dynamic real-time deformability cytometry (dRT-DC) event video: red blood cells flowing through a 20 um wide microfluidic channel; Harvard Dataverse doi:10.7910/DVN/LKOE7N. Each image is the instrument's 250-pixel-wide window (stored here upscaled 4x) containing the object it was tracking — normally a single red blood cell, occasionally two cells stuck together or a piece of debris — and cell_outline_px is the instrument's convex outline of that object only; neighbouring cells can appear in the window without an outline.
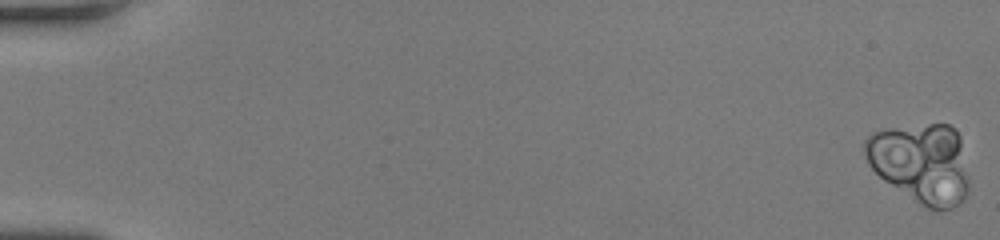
{"species": "human", "species_latin": "Homo sapiens", "temperature_condition": "room temperature", "stored_images_in_passage": 52, "camera_frame_rate_fps": 3000, "um_per_image_px": 0.085, "donor": {"sex": "female"}, "frame": {"image": 1, "passage_image": 1, "time_ms": 0.0, "image_size_px": [1000, 240], "cell_outline_px": [[968, 196], [952, 208], [928, 208], [920, 204], [884, 180], [868, 164], [864, 152], [864, 140], [872, 132], [892, 128], [928, 124], [948, 124], [956, 128], [960, 136], [968, 180]], "centroid_in_image_um": [78.29, 13.84], "position_along_channel_um": 6.7, "area_um2": 48.15}}
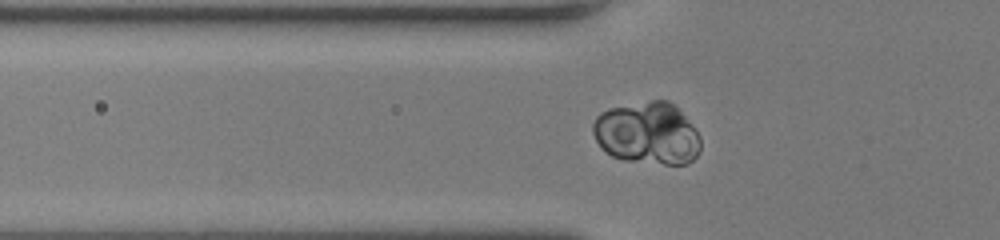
{"frame": {"image": 2, "passage_image": 20, "time_ms": 6.333, "image_size_px": [1000, 240], "cell_outline_px": [[700, 152], [688, 164], [664, 164], [624, 160], [612, 156], [600, 148], [592, 132], [592, 124], [596, 116], [600, 112], [612, 108], [652, 100], [668, 100], [684, 116], [700, 136]], "centroid_in_image_um": [55.0, 11.35], "position_along_channel_um": 70.8, "area_um2": 38.96}}
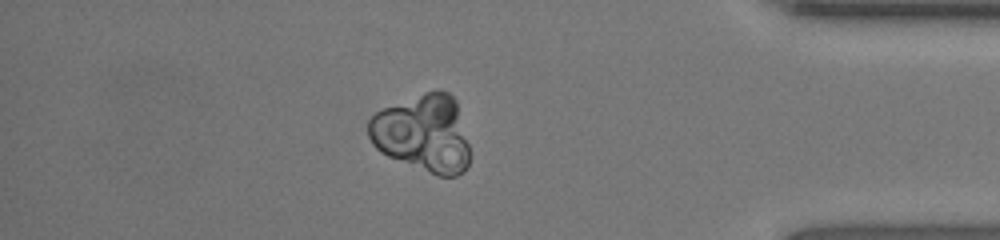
{"frame": {"image": 3, "passage_image": 46, "time_ms": 15.0, "image_size_px": [1000, 240], "cell_outline_px": [[468, 164], [464, 172], [456, 176], [440, 176], [388, 156], [380, 152], [372, 144], [368, 136], [368, 120], [376, 112], [384, 108], [424, 92], [448, 92], [456, 100], [468, 144]], "centroid_in_image_um": [35.94, 11.35], "position_along_channel_um": 399.3, "area_um2": 45.08}, "authors_computed_cell_mechanics": {"area_um2": 41.9628, "velocity_mm_per_s": 4.117, "shape_relaxation_time_tau1_ms": 1.062, "shape_relaxation_time_tau2_ms": null, "deformation_change_tau1": 0.019, "deformation_change_tau2": null}}